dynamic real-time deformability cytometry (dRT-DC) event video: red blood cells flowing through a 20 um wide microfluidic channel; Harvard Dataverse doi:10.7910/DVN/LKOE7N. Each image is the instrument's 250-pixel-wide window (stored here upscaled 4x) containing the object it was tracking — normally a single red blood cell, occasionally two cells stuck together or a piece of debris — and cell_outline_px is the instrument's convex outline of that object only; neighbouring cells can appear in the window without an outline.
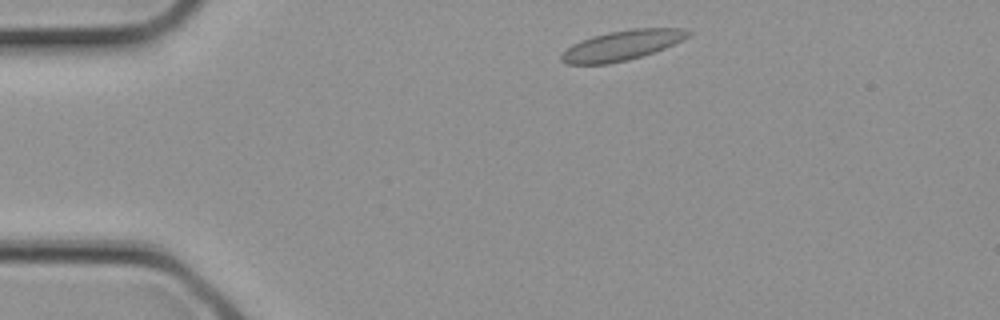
{"species": "common noctule bat (a hibernating species)", "species_latin": "Nyctalus noctula", "temperature_condition": "cold", "stored_images_in_passage": 2, "camera_frame_rate_fps": 3000, "um_per_image_px": 0.085, "animal": {"sex": "female", "body_mass_g": 21.9}, "frame": {"image": 1, "passage_image": 1, "time_ms": 0.0, "image_size_px": [1000, 320], "cell_outline_px": [[692, 32], [688, 36], [664, 48], [628, 60], [608, 64], [568, 64], [560, 60], [560, 56], [572, 44], [580, 40], [592, 36], [608, 32], [632, 28], [680, 28]], "centroid_in_image_um": [52.82, 3.85], "position_along_channel_um": 32.2, "area_um2": 21.85}}
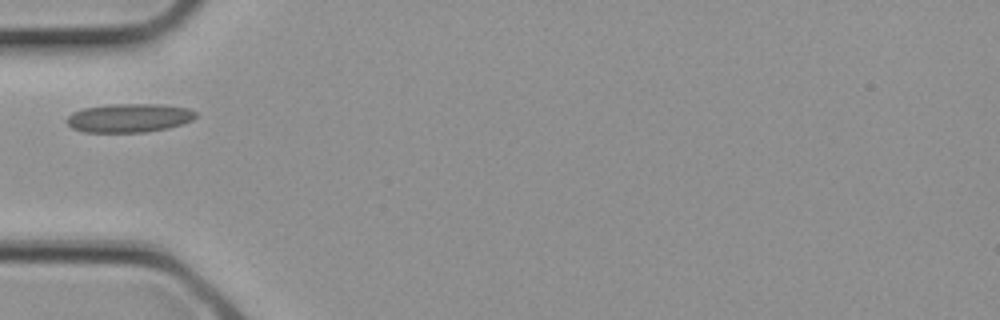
{"frame": {"image": 2, "passage_image": 2, "time_ms": 0.333, "image_size_px": [1000, 320], "cell_outline_px": [[196, 116], [192, 120], [184, 124], [168, 128], [148, 132], [84, 132], [72, 128], [64, 120], [72, 112], [84, 108], [112, 104], [160, 104], [188, 108], [196, 112]], "centroid_in_image_um": [10.98, 10.03], "position_along_channel_um": 74.0, "area_um2": 21.73}}